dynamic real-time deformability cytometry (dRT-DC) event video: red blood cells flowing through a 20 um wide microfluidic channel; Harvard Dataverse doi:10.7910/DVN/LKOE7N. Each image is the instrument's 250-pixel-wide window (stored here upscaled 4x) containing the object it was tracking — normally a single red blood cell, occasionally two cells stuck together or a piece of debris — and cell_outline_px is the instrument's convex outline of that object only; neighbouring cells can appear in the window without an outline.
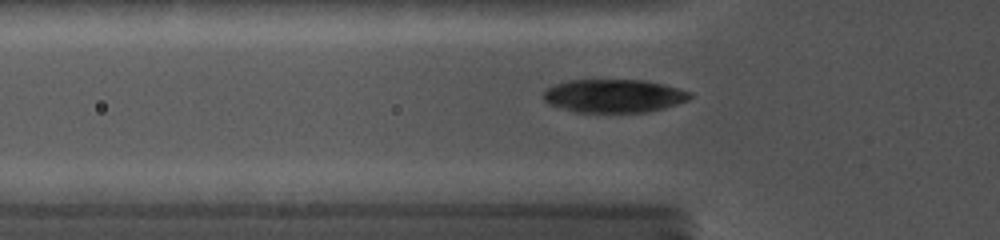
{"species": "common noctule bat (a hibernating species)", "species_latin": "Nyctalus noctula", "temperature_condition": "cold", "stored_images_in_passage": 50, "camera_frame_rate_fps": 5000, "um_per_image_px": 0.085, "animal": {"sex": "female", "body_mass_g": 19.0, "forearm_length_mm": 56.7}, "frame": {"image": 1, "passage_image": 15, "time_ms": 5.4, "image_size_px": [1000, 240], "cell_outline_px": [[692, 96], [688, 100], [664, 108], [648, 112], [576, 112], [548, 104], [544, 100], [544, 88], [568, 80], [648, 80], [664, 84], [692, 92]], "centroid_in_image_um": [52.18, 8.14], "position_along_channel_um": 73.6, "area_um2": 28.55}}
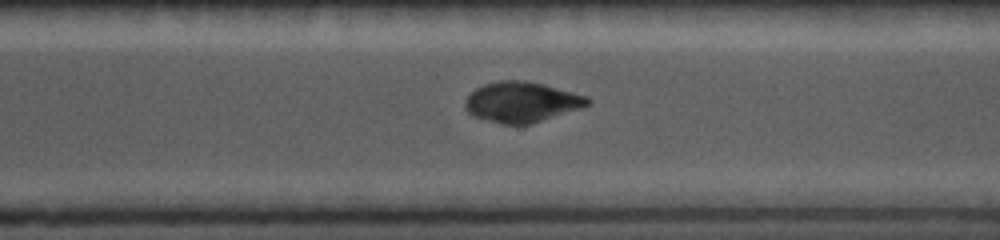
{"frame": {"image": 2, "passage_image": 36, "time_ms": 11.8, "image_size_px": [1000, 240], "cell_outline_px": [[592, 100], [584, 108], [532, 124], [500, 124], [472, 116], [464, 108], [464, 100], [476, 88], [484, 84], [500, 80], [524, 80], [544, 84], [588, 96]], "centroid_in_image_um": [44.36, 8.68], "position_along_channel_um": 326.2, "area_um2": 29.25}}
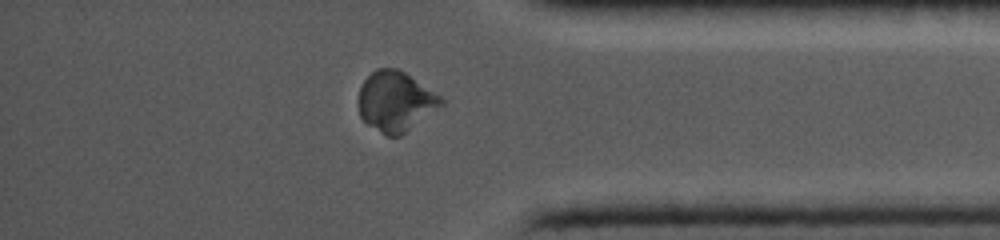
{"frame": {"image": 3, "passage_image": 42, "time_ms": 13.8, "image_size_px": [1000, 240], "cell_outline_px": [[444, 104], [400, 136], [388, 136], [368, 124], [360, 116], [360, 88], [364, 80], [376, 68], [396, 68], [404, 72], [440, 96], [444, 100]], "centroid_in_image_um": [33.63, 8.61], "position_along_channel_um": 401.6, "area_um2": 28.26}}